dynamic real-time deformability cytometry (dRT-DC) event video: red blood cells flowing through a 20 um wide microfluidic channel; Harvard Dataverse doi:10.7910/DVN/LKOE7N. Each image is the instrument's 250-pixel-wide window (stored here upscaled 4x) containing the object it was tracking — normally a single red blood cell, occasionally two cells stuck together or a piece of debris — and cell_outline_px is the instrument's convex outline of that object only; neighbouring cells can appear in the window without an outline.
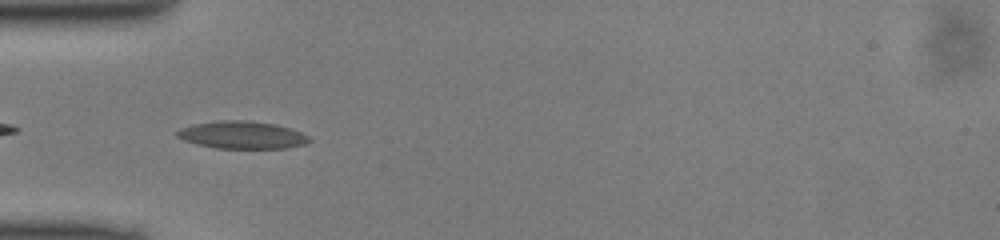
{"species": "common noctule bat (a hibernating species)", "species_latin": "Nyctalus noctula", "temperature_condition": "cold", "stored_images_in_passage": 11, "camera_frame_rate_fps": 3000, "um_per_image_px": 0.085, "animal": {"sex": "male", "body_mass_g": 13.0, "forearm_length_mm": 53.1}, "frame": {"image": 1, "passage_image": 2, "time_ms": 0.333, "image_size_px": [1000, 240], "cell_outline_px": [[312, 140], [304, 144], [288, 148], [216, 148], [196, 144], [184, 140], [176, 136], [176, 132], [180, 128], [192, 124], [220, 120], [244, 120], [276, 124], [300, 132], [308, 136]], "centroid_in_image_um": [20.55, 11.47], "position_along_channel_um": 64.5, "area_um2": 21.15}}
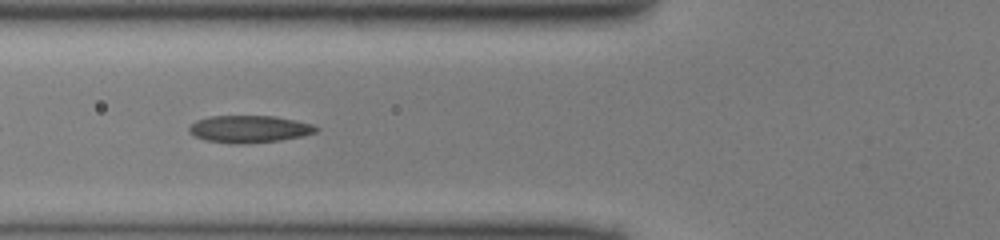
{"frame": {"image": 2, "passage_image": 5, "time_ms": 1.333, "image_size_px": [1000, 240], "cell_outline_px": [[320, 128], [316, 132], [304, 136], [280, 140], [244, 144], [228, 144], [204, 140], [188, 132], [188, 128], [196, 120], [212, 116], [272, 116], [296, 120], [312, 124]], "centroid_in_image_um": [21.19, 10.98], "position_along_channel_um": 104.6, "area_um2": 20.29}}
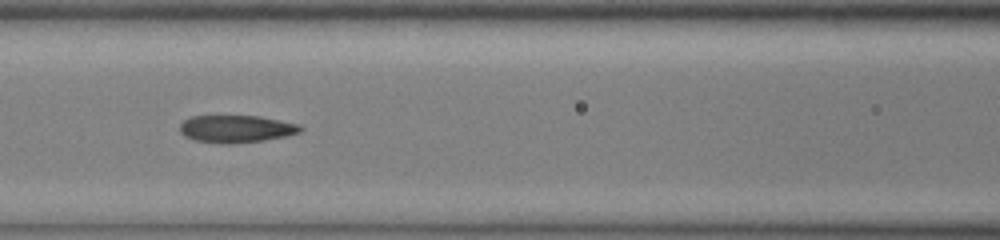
{"frame": {"image": 3, "passage_image": 8, "time_ms": 2.333, "image_size_px": [1000, 240], "cell_outline_px": [[304, 128], [300, 132], [284, 136], [264, 140], [232, 144], [228, 144], [196, 140], [184, 136], [180, 132], [180, 124], [184, 120], [192, 116], [260, 116], [300, 124]], "centroid_in_image_um": [20.09, 10.95], "position_along_channel_um": 146.5, "area_um2": 19.19}}